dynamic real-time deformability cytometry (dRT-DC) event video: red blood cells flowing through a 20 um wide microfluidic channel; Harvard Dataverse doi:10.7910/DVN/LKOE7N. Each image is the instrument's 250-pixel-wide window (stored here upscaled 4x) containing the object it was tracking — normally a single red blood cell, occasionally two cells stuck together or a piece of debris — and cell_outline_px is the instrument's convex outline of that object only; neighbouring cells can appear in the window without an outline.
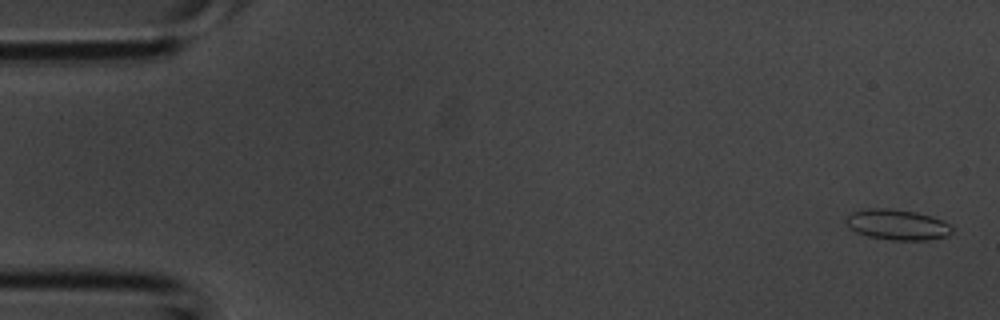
{"species": "common noctule bat (a hibernating species)", "species_latin": "Nyctalus noctula", "temperature_condition": "room temperature", "stored_images_in_passage": 39, "camera_frame_rate_fps": 3000, "um_per_image_px": 0.085, "animal": {"sex": "male", "body_mass_g": 20.1, "forearm_length_mm": 53.5}, "frame": {"image": 1, "passage_image": 1, "time_ms": 0.0, "image_size_px": [1000, 320], "cell_outline_px": [[952, 232], [948, 236], [928, 240], [888, 240], [868, 236], [856, 232], [848, 228], [844, 220], [852, 212], [868, 208], [892, 208], [916, 212], [932, 216], [948, 224], [952, 228]], "centroid_in_image_um": [76.24, 19.1], "position_along_channel_um": 8.8, "area_um2": 19.02}}
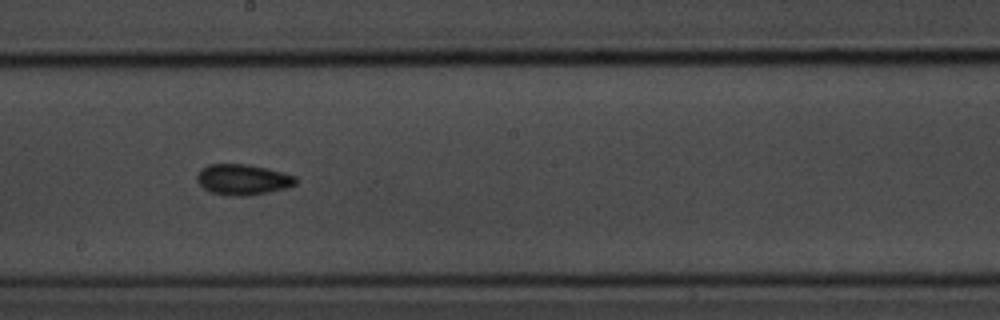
{"frame": {"image": 2, "passage_image": 21, "time_ms": 6.667, "image_size_px": [1000, 320], "cell_outline_px": [[300, 180], [296, 184], [288, 188], [248, 196], [236, 196], [212, 192], [204, 188], [200, 184], [196, 176], [208, 164], [248, 164], [268, 168], [296, 176]], "centroid_in_image_um": [20.72, 15.26], "position_along_channel_um": 227.5, "area_um2": 17.63}}
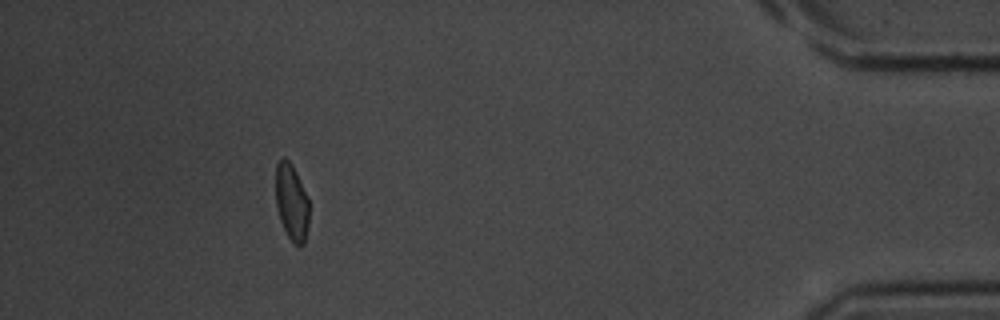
{"frame": {"image": 3, "passage_image": 35, "time_ms": 11.333, "image_size_px": [1000, 320], "cell_outline_px": [[308, 224], [304, 244], [300, 248], [288, 236], [280, 220], [276, 204], [276, 164], [280, 156], [284, 156], [292, 164], [308, 196]], "centroid_in_image_um": [24.78, 17.14], "position_along_channel_um": 410.4, "area_um2": 14.97}}